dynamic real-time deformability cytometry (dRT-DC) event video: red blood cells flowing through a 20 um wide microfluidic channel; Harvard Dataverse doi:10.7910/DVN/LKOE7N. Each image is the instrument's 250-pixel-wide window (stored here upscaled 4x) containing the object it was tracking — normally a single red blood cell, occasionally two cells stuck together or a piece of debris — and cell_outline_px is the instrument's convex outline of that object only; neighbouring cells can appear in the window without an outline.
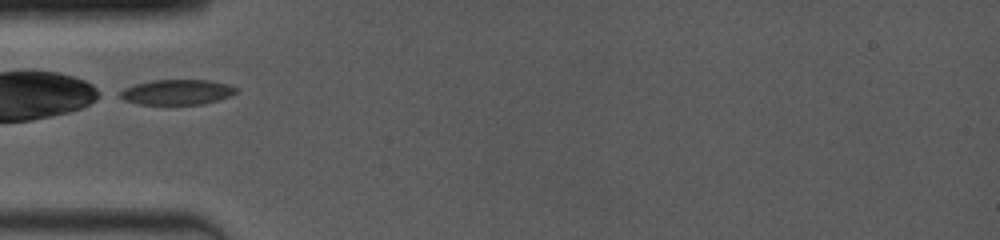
{"species": "common noctule bat (a hibernating species)", "species_latin": "Nyctalus noctula", "temperature_condition": "room temperature", "stored_images_in_passage": 4, "camera_frame_rate_fps": 4000, "um_per_image_px": 0.085, "animal": {"sex": "female", "body_mass_g": 19.0, "forearm_length_mm": 53.3}, "frame": {"image": 1, "passage_image": 1, "time_ms": 0.0, "image_size_px": [1000, 240], "cell_outline_px": [[236, 92], [228, 96], [204, 104], [140, 104], [124, 100], [116, 96], [116, 92], [124, 88], [136, 84], [152, 80], [208, 80], [228, 84], [236, 88]], "centroid_in_image_um": [14.96, 7.83], "position_along_channel_um": 70.0, "area_um2": 16.99}}